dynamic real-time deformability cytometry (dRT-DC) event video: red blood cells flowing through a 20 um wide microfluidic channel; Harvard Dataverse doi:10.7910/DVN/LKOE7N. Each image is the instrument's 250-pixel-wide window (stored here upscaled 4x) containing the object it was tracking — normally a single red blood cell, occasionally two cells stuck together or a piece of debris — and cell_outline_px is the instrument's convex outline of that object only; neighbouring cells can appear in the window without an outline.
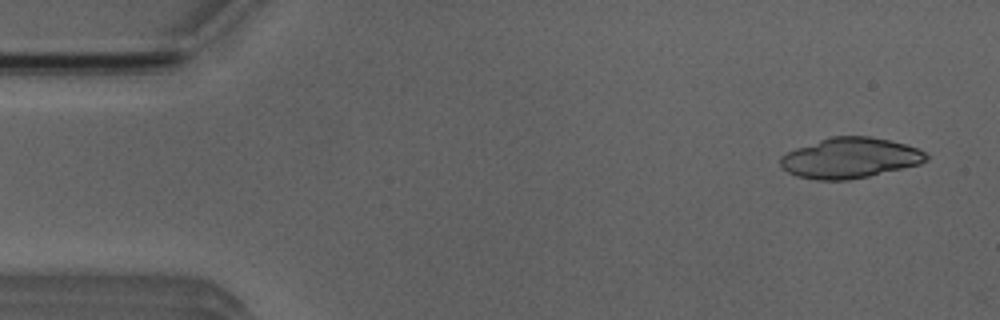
{"species": "Egyptian fruit bat (a non-hibernating species)", "species_latin": "Rousettus aegyptiacus", "temperature_condition": "room temperature", "stored_images_in_passage": 4, "camera_frame_rate_fps": 3000, "um_per_image_px": 0.085, "animal": {"sex": "male"}, "frame": {"image": 1, "passage_image": 1, "time_ms": 0.0, "image_size_px": [1000, 320], "cell_outline_px": [[928, 160], [920, 164], [868, 176], [848, 180], [816, 180], [796, 176], [788, 172], [780, 164], [780, 156], [796, 148], [832, 136], [868, 136], [888, 140], [904, 144], [916, 148], [924, 152], [928, 156]], "centroid_in_image_um": [72.24, 13.43], "position_along_channel_um": 12.8, "area_um2": 34.04}}